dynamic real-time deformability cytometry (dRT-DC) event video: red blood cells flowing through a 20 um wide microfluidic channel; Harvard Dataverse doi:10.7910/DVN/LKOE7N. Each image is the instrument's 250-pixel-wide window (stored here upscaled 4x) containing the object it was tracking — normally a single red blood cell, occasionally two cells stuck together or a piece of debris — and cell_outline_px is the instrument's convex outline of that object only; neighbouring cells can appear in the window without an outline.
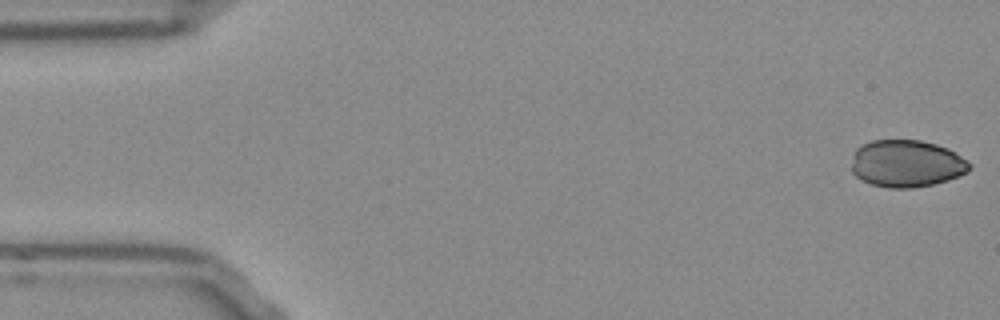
{"species": "Egyptian fruit bat (a non-hibernating species)", "species_latin": "Rousettus aegyptiacus", "temperature_condition": "room temperature", "stored_images_in_passage": 52, "camera_frame_rate_fps": 3000, "um_per_image_px": 0.085, "frame": {"image": 1, "passage_image": 1, "time_ms": 0.0, "image_size_px": [1000, 320], "cell_outline_px": [[972, 168], [968, 172], [960, 176], [948, 180], [932, 184], [912, 188], [888, 188], [872, 184], [860, 180], [852, 172], [852, 164], [856, 148], [860, 144], [872, 140], [920, 140], [936, 144], [948, 148], [972, 164]], "centroid_in_image_um": [77.06, 13.9], "position_along_channel_um": 7.9, "area_um2": 32.66}}
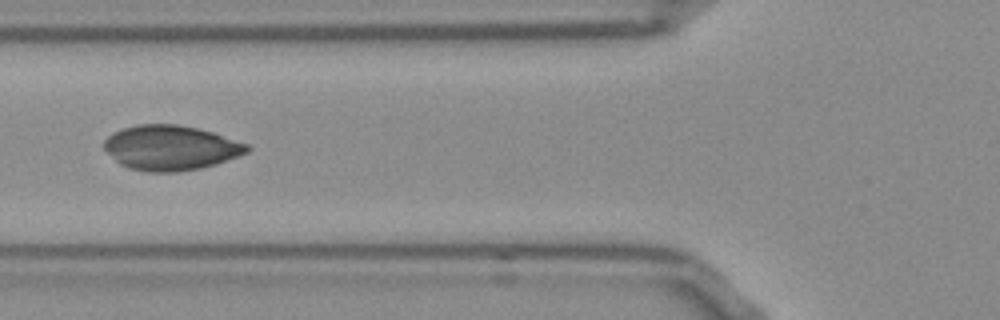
{"frame": {"image": 2, "passage_image": 19, "time_ms": 6.0, "image_size_px": [1000, 320], "cell_outline_px": [[252, 148], [248, 152], [216, 164], [200, 168], [176, 172], [148, 172], [128, 168], [120, 164], [104, 148], [104, 140], [112, 132], [136, 124], [176, 124], [196, 128], [212, 132], [248, 144]], "centroid_in_image_um": [14.5, 12.56], "position_along_channel_um": 111.3, "area_um2": 37.28}}
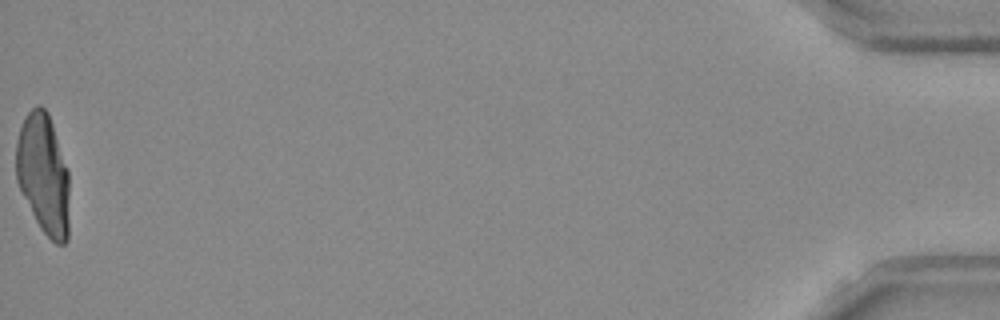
{"frame": {"image": 3, "passage_image": 52, "time_ms": 17.0, "image_size_px": [1000, 320], "cell_outline_px": [[68, 240], [64, 244], [56, 244], [40, 228], [16, 180], [16, 140], [20, 128], [28, 112], [36, 104], [40, 104], [48, 112], [68, 172]], "centroid_in_image_um": [3.68, 14.79], "position_along_channel_um": 431.5, "area_um2": 36.93}}